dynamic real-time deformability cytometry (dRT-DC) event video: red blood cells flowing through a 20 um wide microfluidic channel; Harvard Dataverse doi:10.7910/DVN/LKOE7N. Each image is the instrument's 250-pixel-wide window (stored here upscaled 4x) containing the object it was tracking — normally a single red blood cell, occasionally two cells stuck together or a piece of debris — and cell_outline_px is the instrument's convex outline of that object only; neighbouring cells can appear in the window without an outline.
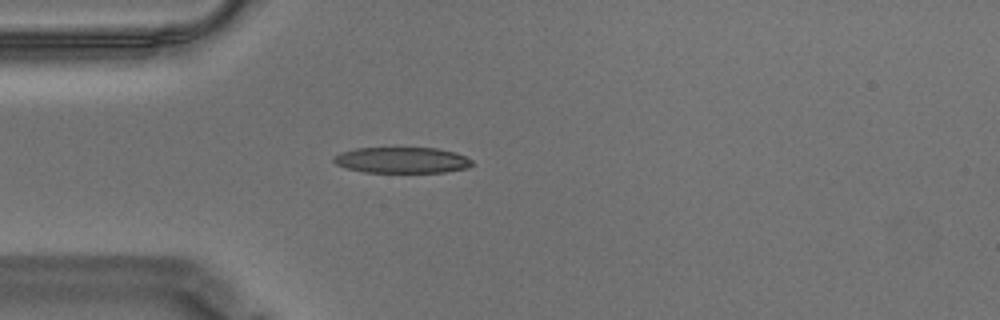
{"species": "Egyptian fruit bat (a non-hibernating species)", "species_latin": "Rousettus aegyptiacus", "temperature_condition": "warm", "stored_images_in_passage": 42, "camera_frame_rate_fps": 3000, "um_per_image_px": 0.085, "animal": {"sex": "male"}, "frame": {"image": 1, "passage_image": 5, "time_ms": 1.333, "image_size_px": [1000, 320], "cell_outline_px": [[476, 164], [468, 168], [444, 172], [364, 172], [348, 168], [336, 164], [332, 160], [332, 156], [340, 152], [356, 148], [436, 148], [456, 152], [472, 160]], "centroid_in_image_um": [34.18, 13.61], "position_along_channel_um": 50.8, "area_um2": 21.04}}
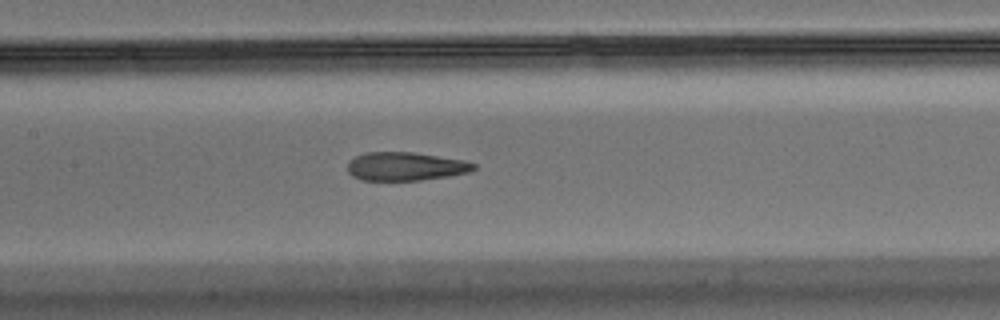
{"frame": {"image": 2, "passage_image": 16, "time_ms": 5.0, "image_size_px": [1000, 320], "cell_outline_px": [[476, 168], [468, 172], [448, 176], [420, 180], [360, 180], [352, 176], [348, 172], [348, 160], [364, 152], [412, 152], [464, 160], [476, 164]], "centroid_in_image_um": [34.43, 14.14], "position_along_channel_um": 173.0, "area_um2": 20.92}}
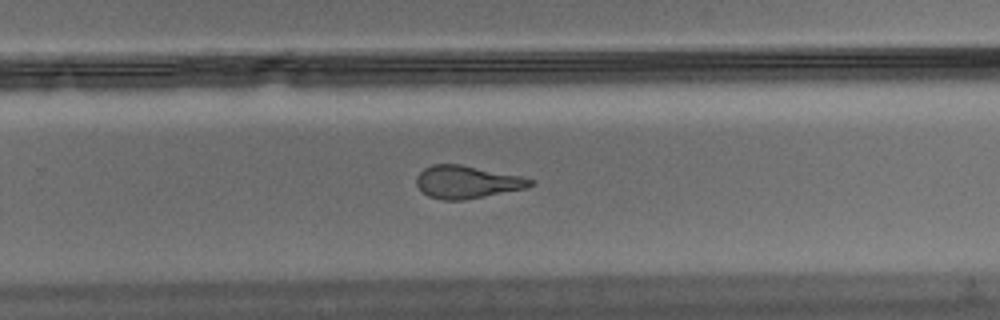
{"frame": {"image": 3, "passage_image": 26, "time_ms": 8.333, "image_size_px": [1000, 320], "cell_outline_px": [[536, 184], [528, 188], [464, 200], [444, 200], [428, 196], [416, 184], [416, 176], [424, 168], [432, 164], [460, 164], [520, 176], [536, 180]], "centroid_in_image_um": [39.72, 15.47], "position_along_channel_um": 290.1, "area_um2": 21.73}, "authors_computed_cell_mechanics": {"area_um2": 21.964, "velocity_mm_per_s": 3.5273, "shape_relaxation_time_tau1_ms": null, "shape_relaxation_time_tau2_ms": 1.8219, "deformation_change_tau1": null, "deformation_change_tau2": 0.1097}}